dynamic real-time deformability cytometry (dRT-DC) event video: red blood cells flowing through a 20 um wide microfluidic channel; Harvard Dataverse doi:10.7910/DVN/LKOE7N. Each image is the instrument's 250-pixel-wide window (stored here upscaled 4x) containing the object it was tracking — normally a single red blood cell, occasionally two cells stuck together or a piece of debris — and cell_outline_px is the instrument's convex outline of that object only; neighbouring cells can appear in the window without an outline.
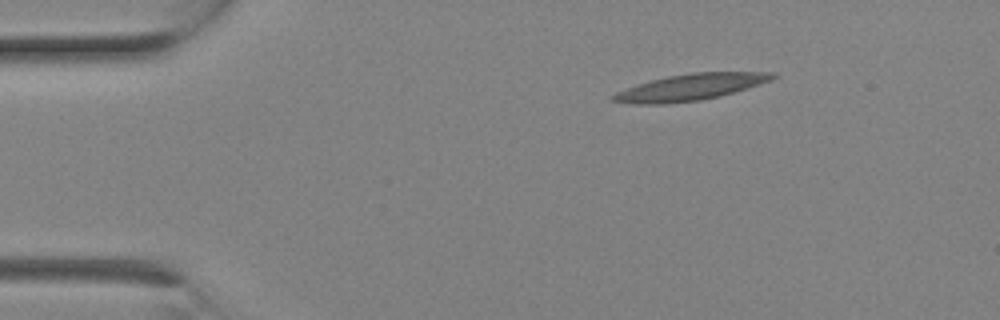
{"species": "Egyptian fruit bat (a non-hibernating species)", "species_latin": "Rousettus aegyptiacus", "temperature_condition": "room temperature", "stored_images_in_passage": 2, "camera_frame_rate_fps": 3000, "um_per_image_px": 0.085, "animal": {"sex": "female"}, "frame": {"image": 1, "passage_image": 1, "time_ms": 0.0, "image_size_px": [1000, 320], "cell_outline_px": [[776, 76], [772, 80], [720, 96], [700, 100], [660, 104], [632, 104], [612, 100], [608, 96], [616, 92], [636, 84], [668, 76], [692, 72], [776, 72]], "centroid_in_image_um": [58.65, 7.41], "position_along_channel_um": 26.4, "area_um2": 24.39}}